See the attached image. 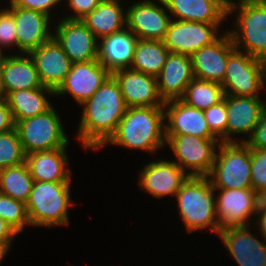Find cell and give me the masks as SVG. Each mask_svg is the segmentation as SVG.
Masks as SVG:
<instances>
[{"mask_svg":"<svg viewBox=\"0 0 266 266\" xmlns=\"http://www.w3.org/2000/svg\"><path fill=\"white\" fill-rule=\"evenodd\" d=\"M80 107L81 118L74 136L85 151H97L115 132L128 108L112 75Z\"/></svg>","mask_w":266,"mask_h":266,"instance_id":"6da1fadb","label":"cell"},{"mask_svg":"<svg viewBox=\"0 0 266 266\" xmlns=\"http://www.w3.org/2000/svg\"><path fill=\"white\" fill-rule=\"evenodd\" d=\"M107 145L157 156L166 145L164 106L128 107L115 132L96 152Z\"/></svg>","mask_w":266,"mask_h":266,"instance_id":"7a4b0ae2","label":"cell"},{"mask_svg":"<svg viewBox=\"0 0 266 266\" xmlns=\"http://www.w3.org/2000/svg\"><path fill=\"white\" fill-rule=\"evenodd\" d=\"M176 211L186 233L210 231L218 236L220 225L216 217L215 192L207 176H189L174 197Z\"/></svg>","mask_w":266,"mask_h":266,"instance_id":"3957f363","label":"cell"},{"mask_svg":"<svg viewBox=\"0 0 266 266\" xmlns=\"http://www.w3.org/2000/svg\"><path fill=\"white\" fill-rule=\"evenodd\" d=\"M72 182L34 181L26 210L30 225L34 228L66 227L70 225L69 209Z\"/></svg>","mask_w":266,"mask_h":266,"instance_id":"277c9868","label":"cell"},{"mask_svg":"<svg viewBox=\"0 0 266 266\" xmlns=\"http://www.w3.org/2000/svg\"><path fill=\"white\" fill-rule=\"evenodd\" d=\"M233 28L227 31L234 47L266 62V4L236 3L228 11Z\"/></svg>","mask_w":266,"mask_h":266,"instance_id":"5b68a950","label":"cell"},{"mask_svg":"<svg viewBox=\"0 0 266 266\" xmlns=\"http://www.w3.org/2000/svg\"><path fill=\"white\" fill-rule=\"evenodd\" d=\"M207 178L213 189L252 188L251 148L244 142H220Z\"/></svg>","mask_w":266,"mask_h":266,"instance_id":"8992f818","label":"cell"},{"mask_svg":"<svg viewBox=\"0 0 266 266\" xmlns=\"http://www.w3.org/2000/svg\"><path fill=\"white\" fill-rule=\"evenodd\" d=\"M55 108L56 105H53L42 114L15 123L26 155L56 148H68L70 137L64 129L59 111Z\"/></svg>","mask_w":266,"mask_h":266,"instance_id":"52a82bcc","label":"cell"},{"mask_svg":"<svg viewBox=\"0 0 266 266\" xmlns=\"http://www.w3.org/2000/svg\"><path fill=\"white\" fill-rule=\"evenodd\" d=\"M222 87L225 95L262 97V91L266 94V62L235 49L229 55Z\"/></svg>","mask_w":266,"mask_h":266,"instance_id":"ba28073f","label":"cell"},{"mask_svg":"<svg viewBox=\"0 0 266 266\" xmlns=\"http://www.w3.org/2000/svg\"><path fill=\"white\" fill-rule=\"evenodd\" d=\"M166 145L175 162L189 176H207L215 162L218 138H201L188 135H165Z\"/></svg>","mask_w":266,"mask_h":266,"instance_id":"9c48e42d","label":"cell"},{"mask_svg":"<svg viewBox=\"0 0 266 266\" xmlns=\"http://www.w3.org/2000/svg\"><path fill=\"white\" fill-rule=\"evenodd\" d=\"M222 25L172 19L162 41L170 52L192 56L227 31V28L220 29L224 28Z\"/></svg>","mask_w":266,"mask_h":266,"instance_id":"30bf717a","label":"cell"},{"mask_svg":"<svg viewBox=\"0 0 266 266\" xmlns=\"http://www.w3.org/2000/svg\"><path fill=\"white\" fill-rule=\"evenodd\" d=\"M126 7V27L138 39L165 38L172 18L163 0L128 1Z\"/></svg>","mask_w":266,"mask_h":266,"instance_id":"8fae6325","label":"cell"},{"mask_svg":"<svg viewBox=\"0 0 266 266\" xmlns=\"http://www.w3.org/2000/svg\"><path fill=\"white\" fill-rule=\"evenodd\" d=\"M253 227L232 226L219 231L226 253L238 266H266V238Z\"/></svg>","mask_w":266,"mask_h":266,"instance_id":"7c38bea8","label":"cell"},{"mask_svg":"<svg viewBox=\"0 0 266 266\" xmlns=\"http://www.w3.org/2000/svg\"><path fill=\"white\" fill-rule=\"evenodd\" d=\"M142 167L138 171L137 184L155 199L174 198L189 177L175 162L162 157L148 161Z\"/></svg>","mask_w":266,"mask_h":266,"instance_id":"4fadbf2b","label":"cell"},{"mask_svg":"<svg viewBox=\"0 0 266 266\" xmlns=\"http://www.w3.org/2000/svg\"><path fill=\"white\" fill-rule=\"evenodd\" d=\"M264 97L224 96L227 108L226 142L246 143L266 108Z\"/></svg>","mask_w":266,"mask_h":266,"instance_id":"5bb4252c","label":"cell"},{"mask_svg":"<svg viewBox=\"0 0 266 266\" xmlns=\"http://www.w3.org/2000/svg\"><path fill=\"white\" fill-rule=\"evenodd\" d=\"M53 22V38L72 63L97 60L98 38L81 20L58 18Z\"/></svg>","mask_w":266,"mask_h":266,"instance_id":"9a60e30c","label":"cell"},{"mask_svg":"<svg viewBox=\"0 0 266 266\" xmlns=\"http://www.w3.org/2000/svg\"><path fill=\"white\" fill-rule=\"evenodd\" d=\"M6 2L4 6L15 20L17 53L29 54L53 38L54 20L50 16L40 11L13 6L8 0Z\"/></svg>","mask_w":266,"mask_h":266,"instance_id":"2e32d148","label":"cell"},{"mask_svg":"<svg viewBox=\"0 0 266 266\" xmlns=\"http://www.w3.org/2000/svg\"><path fill=\"white\" fill-rule=\"evenodd\" d=\"M110 75L111 73L98 60L72 63L64 82L55 91V98L69 95L80 106Z\"/></svg>","mask_w":266,"mask_h":266,"instance_id":"e0dca14e","label":"cell"},{"mask_svg":"<svg viewBox=\"0 0 266 266\" xmlns=\"http://www.w3.org/2000/svg\"><path fill=\"white\" fill-rule=\"evenodd\" d=\"M235 49L230 34L225 31L215 42L191 56L194 77L222 85L229 55Z\"/></svg>","mask_w":266,"mask_h":266,"instance_id":"ac0fdd59","label":"cell"},{"mask_svg":"<svg viewBox=\"0 0 266 266\" xmlns=\"http://www.w3.org/2000/svg\"><path fill=\"white\" fill-rule=\"evenodd\" d=\"M216 217L220 230L254 223L253 189H214Z\"/></svg>","mask_w":266,"mask_h":266,"instance_id":"d6986e66","label":"cell"},{"mask_svg":"<svg viewBox=\"0 0 266 266\" xmlns=\"http://www.w3.org/2000/svg\"><path fill=\"white\" fill-rule=\"evenodd\" d=\"M111 75L118 82L127 107L164 106L157 77L130 68L117 70Z\"/></svg>","mask_w":266,"mask_h":266,"instance_id":"ffe728a7","label":"cell"},{"mask_svg":"<svg viewBox=\"0 0 266 266\" xmlns=\"http://www.w3.org/2000/svg\"><path fill=\"white\" fill-rule=\"evenodd\" d=\"M165 135H188L217 138L209 129L203 110L191 107L181 99L166 101Z\"/></svg>","mask_w":266,"mask_h":266,"instance_id":"44dd1931","label":"cell"},{"mask_svg":"<svg viewBox=\"0 0 266 266\" xmlns=\"http://www.w3.org/2000/svg\"><path fill=\"white\" fill-rule=\"evenodd\" d=\"M29 55L35 63L42 85L56 91L64 82L72 66L71 60L62 47L52 38L32 50Z\"/></svg>","mask_w":266,"mask_h":266,"instance_id":"7402d4cb","label":"cell"},{"mask_svg":"<svg viewBox=\"0 0 266 266\" xmlns=\"http://www.w3.org/2000/svg\"><path fill=\"white\" fill-rule=\"evenodd\" d=\"M194 78L191 56L170 52L157 76L160 97L164 102L181 99Z\"/></svg>","mask_w":266,"mask_h":266,"instance_id":"603a6c76","label":"cell"},{"mask_svg":"<svg viewBox=\"0 0 266 266\" xmlns=\"http://www.w3.org/2000/svg\"><path fill=\"white\" fill-rule=\"evenodd\" d=\"M2 97L10 92L43 87L29 54H5L1 64Z\"/></svg>","mask_w":266,"mask_h":266,"instance_id":"cb8c5ba5","label":"cell"},{"mask_svg":"<svg viewBox=\"0 0 266 266\" xmlns=\"http://www.w3.org/2000/svg\"><path fill=\"white\" fill-rule=\"evenodd\" d=\"M137 36L127 27L98 39L97 60L112 74L130 68Z\"/></svg>","mask_w":266,"mask_h":266,"instance_id":"d4e9b609","label":"cell"},{"mask_svg":"<svg viewBox=\"0 0 266 266\" xmlns=\"http://www.w3.org/2000/svg\"><path fill=\"white\" fill-rule=\"evenodd\" d=\"M67 148H56L26 155L25 162L34 181L72 182Z\"/></svg>","mask_w":266,"mask_h":266,"instance_id":"484cf974","label":"cell"},{"mask_svg":"<svg viewBox=\"0 0 266 266\" xmlns=\"http://www.w3.org/2000/svg\"><path fill=\"white\" fill-rule=\"evenodd\" d=\"M172 19L224 24L228 12L215 0H163Z\"/></svg>","mask_w":266,"mask_h":266,"instance_id":"4316f807","label":"cell"},{"mask_svg":"<svg viewBox=\"0 0 266 266\" xmlns=\"http://www.w3.org/2000/svg\"><path fill=\"white\" fill-rule=\"evenodd\" d=\"M123 0H102L100 4L81 21L99 39L126 27V2ZM122 3V4H121ZM123 5V6H122ZM125 10V11H124Z\"/></svg>","mask_w":266,"mask_h":266,"instance_id":"83f0119b","label":"cell"},{"mask_svg":"<svg viewBox=\"0 0 266 266\" xmlns=\"http://www.w3.org/2000/svg\"><path fill=\"white\" fill-rule=\"evenodd\" d=\"M55 98V91L48 87L10 92L5 98L12 112L14 122L34 117L49 110Z\"/></svg>","mask_w":266,"mask_h":266,"instance_id":"f1b7e54d","label":"cell"},{"mask_svg":"<svg viewBox=\"0 0 266 266\" xmlns=\"http://www.w3.org/2000/svg\"><path fill=\"white\" fill-rule=\"evenodd\" d=\"M169 53L162 40L138 39L130 69L157 77Z\"/></svg>","mask_w":266,"mask_h":266,"instance_id":"f546056e","label":"cell"},{"mask_svg":"<svg viewBox=\"0 0 266 266\" xmlns=\"http://www.w3.org/2000/svg\"><path fill=\"white\" fill-rule=\"evenodd\" d=\"M34 180L26 162L0 170V193L27 202Z\"/></svg>","mask_w":266,"mask_h":266,"instance_id":"4dcf8cb0","label":"cell"},{"mask_svg":"<svg viewBox=\"0 0 266 266\" xmlns=\"http://www.w3.org/2000/svg\"><path fill=\"white\" fill-rule=\"evenodd\" d=\"M224 96L222 85L194 78L188 84L181 100L191 107L205 110L218 104Z\"/></svg>","mask_w":266,"mask_h":266,"instance_id":"1f68e13d","label":"cell"},{"mask_svg":"<svg viewBox=\"0 0 266 266\" xmlns=\"http://www.w3.org/2000/svg\"><path fill=\"white\" fill-rule=\"evenodd\" d=\"M23 150L16 128L0 133V170L25 162Z\"/></svg>","mask_w":266,"mask_h":266,"instance_id":"d6a6232c","label":"cell"},{"mask_svg":"<svg viewBox=\"0 0 266 266\" xmlns=\"http://www.w3.org/2000/svg\"><path fill=\"white\" fill-rule=\"evenodd\" d=\"M0 218L5 220L19 234L30 225L26 204L0 193Z\"/></svg>","mask_w":266,"mask_h":266,"instance_id":"836d02e7","label":"cell"},{"mask_svg":"<svg viewBox=\"0 0 266 266\" xmlns=\"http://www.w3.org/2000/svg\"><path fill=\"white\" fill-rule=\"evenodd\" d=\"M0 53L17 54V36H16L15 20L13 18V14L5 6L1 7V4H0Z\"/></svg>","mask_w":266,"mask_h":266,"instance_id":"e575fe53","label":"cell"},{"mask_svg":"<svg viewBox=\"0 0 266 266\" xmlns=\"http://www.w3.org/2000/svg\"><path fill=\"white\" fill-rule=\"evenodd\" d=\"M211 132L220 140L226 142L227 108L226 100L203 110Z\"/></svg>","mask_w":266,"mask_h":266,"instance_id":"d590c367","label":"cell"},{"mask_svg":"<svg viewBox=\"0 0 266 266\" xmlns=\"http://www.w3.org/2000/svg\"><path fill=\"white\" fill-rule=\"evenodd\" d=\"M252 189H266V150L251 149Z\"/></svg>","mask_w":266,"mask_h":266,"instance_id":"8d00e7d4","label":"cell"},{"mask_svg":"<svg viewBox=\"0 0 266 266\" xmlns=\"http://www.w3.org/2000/svg\"><path fill=\"white\" fill-rule=\"evenodd\" d=\"M102 0H63V6H65V12L61 15V18L70 20H81L87 14L91 13ZM66 3V4H65Z\"/></svg>","mask_w":266,"mask_h":266,"instance_id":"74e56055","label":"cell"},{"mask_svg":"<svg viewBox=\"0 0 266 266\" xmlns=\"http://www.w3.org/2000/svg\"><path fill=\"white\" fill-rule=\"evenodd\" d=\"M13 6H18L24 9L29 10H36L40 11L42 13L47 14L50 16L54 21L57 18L58 15L59 18L61 17V14L56 11L57 8H62L63 0H8ZM53 13H56L55 15ZM53 16V17H52ZM56 16V17H55ZM55 17V19H54Z\"/></svg>","mask_w":266,"mask_h":266,"instance_id":"f35d334b","label":"cell"},{"mask_svg":"<svg viewBox=\"0 0 266 266\" xmlns=\"http://www.w3.org/2000/svg\"><path fill=\"white\" fill-rule=\"evenodd\" d=\"M246 144L251 149L266 150V108Z\"/></svg>","mask_w":266,"mask_h":266,"instance_id":"ab89813d","label":"cell"},{"mask_svg":"<svg viewBox=\"0 0 266 266\" xmlns=\"http://www.w3.org/2000/svg\"><path fill=\"white\" fill-rule=\"evenodd\" d=\"M15 128L12 112L5 97H0V133L8 132Z\"/></svg>","mask_w":266,"mask_h":266,"instance_id":"60d3db41","label":"cell"},{"mask_svg":"<svg viewBox=\"0 0 266 266\" xmlns=\"http://www.w3.org/2000/svg\"><path fill=\"white\" fill-rule=\"evenodd\" d=\"M20 236L12 226H10L5 220L0 218V244L7 245L10 249L12 248V243Z\"/></svg>","mask_w":266,"mask_h":266,"instance_id":"b9f144b4","label":"cell"},{"mask_svg":"<svg viewBox=\"0 0 266 266\" xmlns=\"http://www.w3.org/2000/svg\"><path fill=\"white\" fill-rule=\"evenodd\" d=\"M252 207L254 218L266 210V189H253Z\"/></svg>","mask_w":266,"mask_h":266,"instance_id":"7bdbcfd3","label":"cell"},{"mask_svg":"<svg viewBox=\"0 0 266 266\" xmlns=\"http://www.w3.org/2000/svg\"><path fill=\"white\" fill-rule=\"evenodd\" d=\"M253 225L266 238V210L255 217Z\"/></svg>","mask_w":266,"mask_h":266,"instance_id":"ee69618b","label":"cell"},{"mask_svg":"<svg viewBox=\"0 0 266 266\" xmlns=\"http://www.w3.org/2000/svg\"><path fill=\"white\" fill-rule=\"evenodd\" d=\"M218 2L227 12L229 9L236 4L235 0H215Z\"/></svg>","mask_w":266,"mask_h":266,"instance_id":"f6af8a7d","label":"cell"},{"mask_svg":"<svg viewBox=\"0 0 266 266\" xmlns=\"http://www.w3.org/2000/svg\"><path fill=\"white\" fill-rule=\"evenodd\" d=\"M11 249L7 245L0 244V265L4 261L6 255L10 253Z\"/></svg>","mask_w":266,"mask_h":266,"instance_id":"bcb514c9","label":"cell"},{"mask_svg":"<svg viewBox=\"0 0 266 266\" xmlns=\"http://www.w3.org/2000/svg\"><path fill=\"white\" fill-rule=\"evenodd\" d=\"M236 3L242 4H266V0H236Z\"/></svg>","mask_w":266,"mask_h":266,"instance_id":"7dc6e473","label":"cell"},{"mask_svg":"<svg viewBox=\"0 0 266 266\" xmlns=\"http://www.w3.org/2000/svg\"><path fill=\"white\" fill-rule=\"evenodd\" d=\"M4 55H5V54L0 53V75H1V64H2V61H3ZM0 97H2V91H1V78H0Z\"/></svg>","mask_w":266,"mask_h":266,"instance_id":"c3c4849f","label":"cell"}]
</instances>
